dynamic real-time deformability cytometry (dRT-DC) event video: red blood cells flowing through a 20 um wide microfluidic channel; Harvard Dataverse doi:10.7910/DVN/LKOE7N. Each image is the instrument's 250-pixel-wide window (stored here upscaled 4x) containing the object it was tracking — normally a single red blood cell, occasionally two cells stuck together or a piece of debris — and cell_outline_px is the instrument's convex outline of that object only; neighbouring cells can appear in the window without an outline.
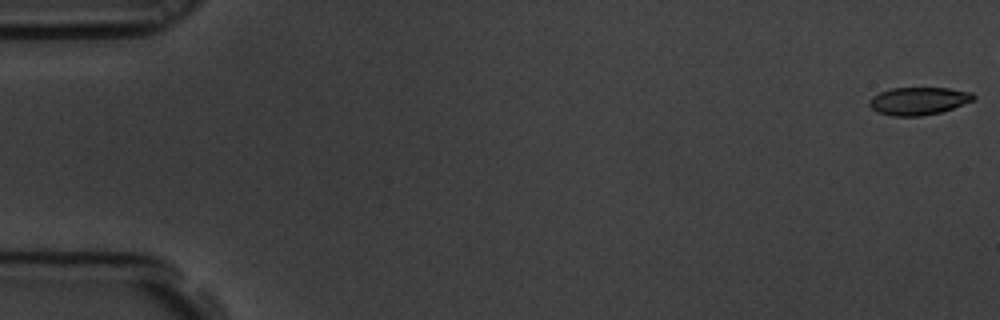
{"species": "common noctule bat (a hibernating species)", "species_latin": "Nyctalus noctula", "temperature_condition": "room temperature", "stored_images_in_passage": 6, "camera_frame_rate_fps": 3000, "um_per_image_px": 0.085, "animal": {"sex": "male", "body_mass_g": 19.5, "forearm_length_mm": 54.6}, "frame": {"image": 1, "passage_image": 1, "time_ms": 0.0, "image_size_px": [1000, 320], "cell_outline_px": [[976, 96], [972, 100], [952, 108], [940, 112], [920, 116], [892, 116], [876, 112], [868, 104], [868, 100], [872, 96], [880, 92], [892, 88], [948, 88], [972, 92]], "centroid_in_image_um": [78.03, 8.58], "position_along_channel_um": 7.0, "area_um2": 16.76}}